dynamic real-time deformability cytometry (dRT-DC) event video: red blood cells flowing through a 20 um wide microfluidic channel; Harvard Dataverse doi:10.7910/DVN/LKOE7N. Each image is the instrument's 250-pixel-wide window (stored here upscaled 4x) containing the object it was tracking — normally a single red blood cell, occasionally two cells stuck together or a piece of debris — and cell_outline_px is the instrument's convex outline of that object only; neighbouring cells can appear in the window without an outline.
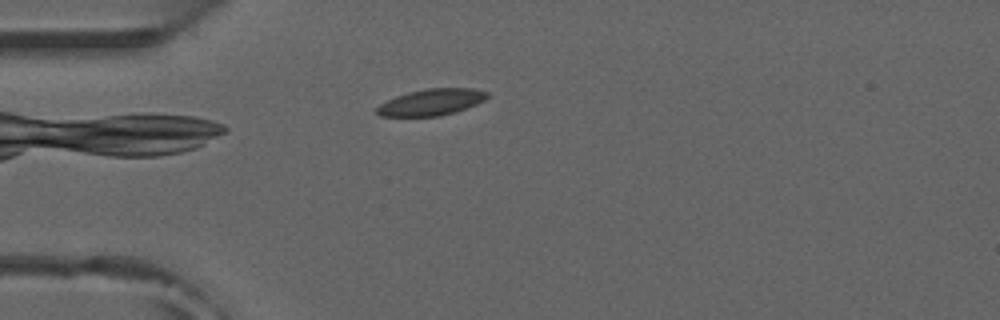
{"species": "common noctule bat (a hibernating species)", "species_latin": "Nyctalus noctula", "temperature_condition": "room temperature", "stored_images_in_passage": 43, "camera_frame_rate_fps": 3000, "um_per_image_px": 0.085, "animal": {"sex": "male", "forearm_length_mm": 52.5}, "frame": {"image": 1, "passage_image": 4, "time_ms": 1.0, "image_size_px": [1000, 320], "cell_outline_px": [[488, 96], [484, 100], [476, 104], [456, 112], [440, 116], [380, 116], [376, 112], [376, 108], [380, 104], [396, 96], [408, 92], [424, 88], [476, 88], [488, 92]], "centroid_in_image_um": [36.68, 8.68], "position_along_channel_um": 48.3, "area_um2": 17.05}}
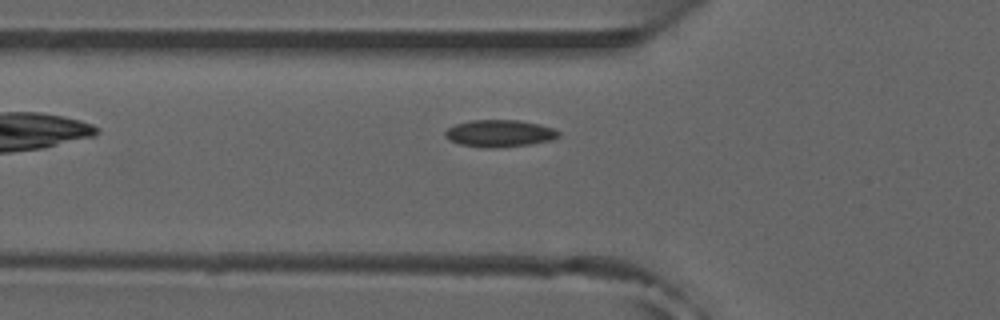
{"frame": {"image": 2, "passage_image": 8, "time_ms": 2.333, "image_size_px": [1000, 320], "cell_outline_px": [[560, 136], [552, 140], [532, 144], [492, 148], [488, 148], [460, 144], [448, 140], [444, 136], [444, 132], [448, 128], [456, 124], [472, 120], [516, 120], [540, 124], [552, 128], [560, 132]], "centroid_in_image_um": [42.46, 11.34], "position_along_channel_um": 83.3, "area_um2": 17.92}}
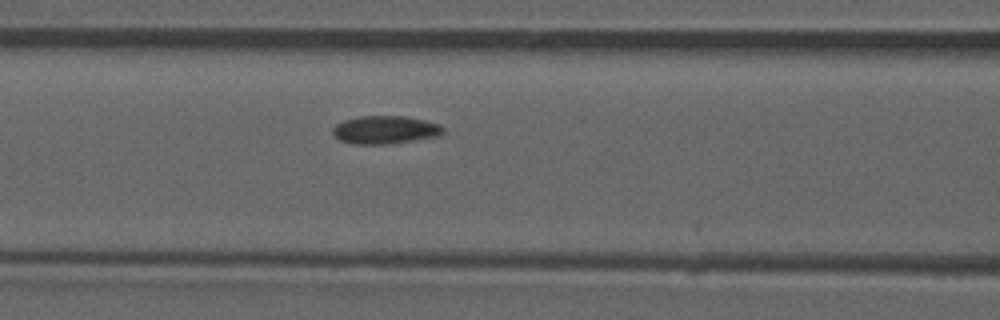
{"frame": {"image": 3, "passage_image": 12, "time_ms": 3.667, "image_size_px": [1000, 320], "cell_outline_px": [[444, 132], [440, 136], [392, 144], [356, 144], [340, 140], [332, 132], [332, 128], [336, 124], [344, 120], [360, 116], [404, 116], [424, 120], [440, 124], [444, 128]], "centroid_in_image_um": [32.77, 11.04], "position_along_channel_um": 133.8, "area_um2": 18.15}, "authors_computed_cell_mechanics": {"area_um2": 18.207, "velocity_mm_per_s": 3.7741, "shape_relaxation_time_tau1_ms": 1.8291, "shape_relaxation_time_tau2_ms": null, "deformation_change_tau1": 0.0487, "deformation_change_tau2": null}}